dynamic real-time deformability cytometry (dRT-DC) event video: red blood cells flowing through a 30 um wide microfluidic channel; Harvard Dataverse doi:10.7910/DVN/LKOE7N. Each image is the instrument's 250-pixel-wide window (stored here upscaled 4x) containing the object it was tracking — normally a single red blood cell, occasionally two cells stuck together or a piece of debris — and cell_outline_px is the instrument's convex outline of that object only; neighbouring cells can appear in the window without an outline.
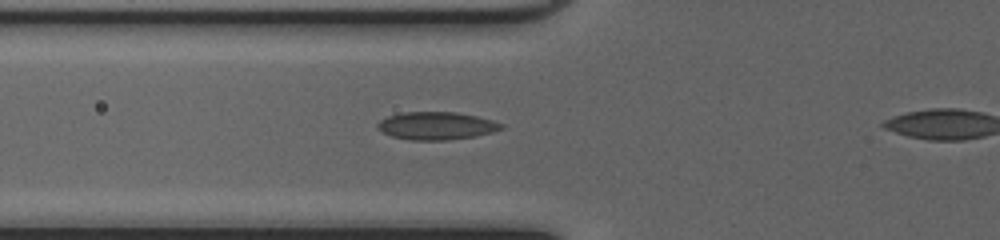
{"species": "common noctule bat (a hibernating species)", "species_latin": "Nyctalus noctula", "temperature_condition": "cold", "stored_images_in_passage": 29, "camera_frame_rate_fps": 3000, "um_per_image_px": 0.085, "animal": {"sex": "female", "body_mass_g": 20.0, "forearm_length_mm": 54.0}, "frame": {"image": 1, "passage_image": 3, "time_ms": 0.667, "image_size_px": [1000, 240], "cell_outline_px": [[504, 128], [492, 132], [476, 136], [448, 140], [412, 140], [392, 136], [376, 128], [376, 124], [380, 120], [388, 116], [400, 112], [456, 112], [476, 116], [492, 120], [504, 124]], "centroid_in_image_um": [37.09, 10.69], "position_along_channel_um": 88.7, "area_um2": 20.06}}
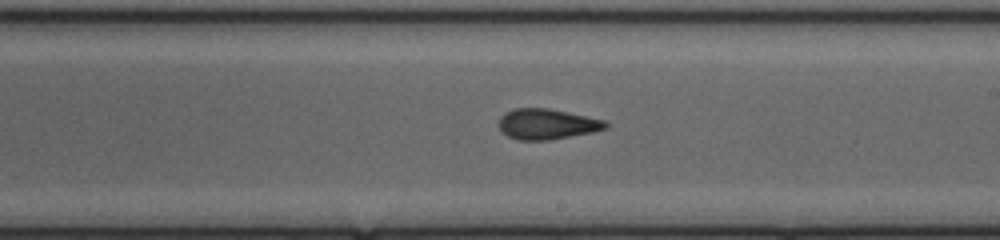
{"frame": {"image": 2, "passage_image": 14, "time_ms": 4.333, "image_size_px": [1000, 240], "cell_outline_px": [[608, 128], [592, 132], [548, 140], [516, 140], [508, 136], [496, 124], [500, 116], [504, 112], [512, 108], [548, 108], [568, 112], [604, 120], [608, 124]], "centroid_in_image_um": [46.44, 10.54], "position_along_channel_um": 242.6, "area_um2": 19.07}}
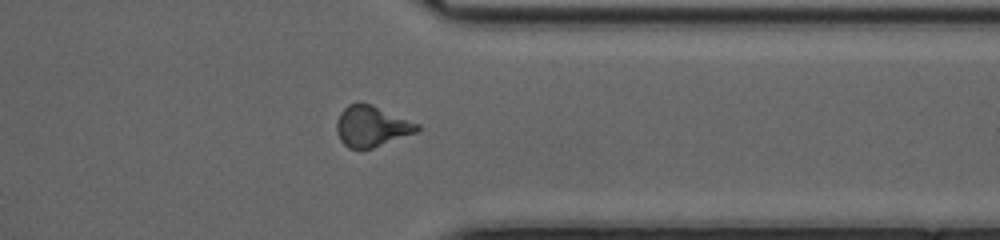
{"frame": {"image": 3, "passage_image": 24, "time_ms": 7.667, "image_size_px": [1000, 240], "cell_outline_px": [[420, 128], [416, 132], [372, 148], [348, 148], [340, 140], [336, 132], [336, 120], [340, 112], [348, 104], [356, 100], [372, 104], [420, 124]], "centroid_in_image_um": [31.55, 10.69], "position_along_channel_um": 379.9, "area_um2": 19.36}}